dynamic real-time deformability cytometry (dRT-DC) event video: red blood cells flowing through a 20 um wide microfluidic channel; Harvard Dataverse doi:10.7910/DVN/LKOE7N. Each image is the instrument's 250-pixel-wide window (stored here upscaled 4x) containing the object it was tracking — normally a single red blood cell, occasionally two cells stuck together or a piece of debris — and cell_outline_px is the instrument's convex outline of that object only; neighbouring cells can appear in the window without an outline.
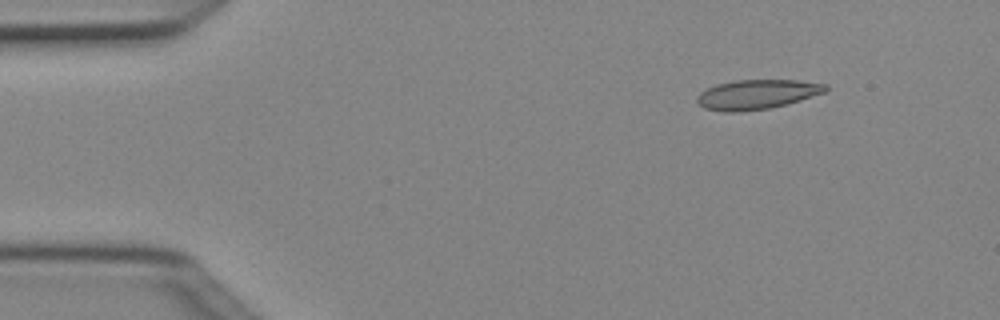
{"species": "Egyptian fruit bat (a non-hibernating species)", "species_latin": "Rousettus aegyptiacus", "temperature_condition": "cold", "stored_images_in_passage": 6, "camera_frame_rate_fps": 3000, "um_per_image_px": 0.085, "animal": {"sex": "female"}, "frame": {"image": 1, "passage_image": 2, "time_ms": 0.333, "image_size_px": [1000, 320], "cell_outline_px": [[828, 88], [824, 92], [800, 100], [768, 108], [732, 112], [724, 112], [704, 108], [696, 100], [696, 96], [700, 92], [716, 84], [736, 80], [796, 80], [828, 84]], "centroid_in_image_um": [64.31, 8.01], "position_along_channel_um": 20.7, "area_um2": 21.91}}
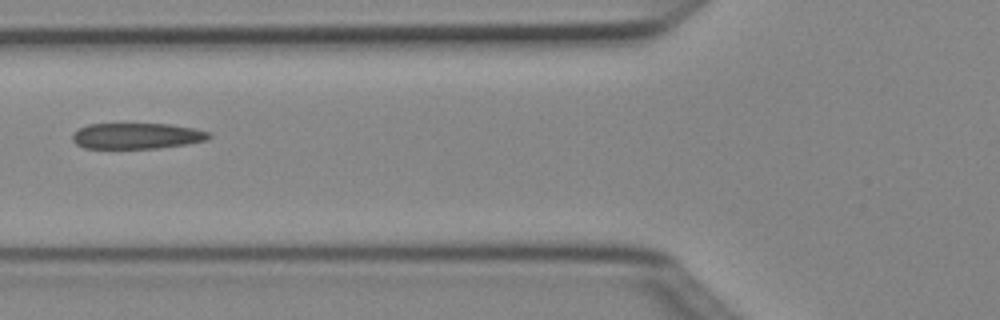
{"frame": {"image": 2, "passage_image": 5, "time_ms": 1.333, "image_size_px": [1000, 320], "cell_outline_px": [[212, 136], [208, 140], [188, 144], [156, 148], [84, 148], [76, 144], [72, 140], [72, 132], [88, 124], [168, 124], [192, 128], [212, 132]], "centroid_in_image_um": [11.64, 11.55], "position_along_channel_um": 114.2, "area_um2": 20.69}}
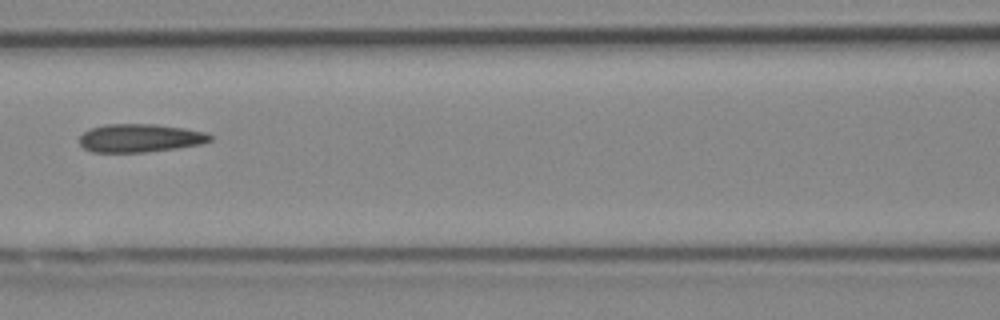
{"frame": {"image": 3, "passage_image": 6, "time_ms": 1.667, "image_size_px": [1000, 320], "cell_outline_px": [[212, 140], [200, 144], [176, 148], [144, 152], [92, 152], [84, 148], [80, 144], [80, 136], [88, 128], [104, 124], [156, 124], [184, 128], [208, 132], [212, 136]], "centroid_in_image_um": [11.9, 11.72], "position_along_channel_um": 154.7, "area_um2": 21.62}}